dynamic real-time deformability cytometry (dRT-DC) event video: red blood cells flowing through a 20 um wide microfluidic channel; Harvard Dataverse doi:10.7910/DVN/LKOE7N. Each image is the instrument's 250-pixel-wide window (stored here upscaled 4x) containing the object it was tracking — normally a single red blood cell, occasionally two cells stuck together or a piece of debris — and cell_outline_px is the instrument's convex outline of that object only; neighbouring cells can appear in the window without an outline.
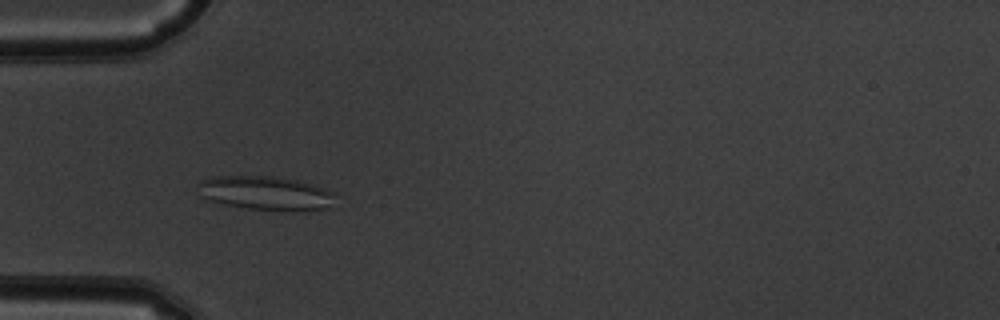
{"species": "common noctule bat (a hibernating species)", "species_latin": "Nyctalus noctula", "temperature_condition": "warm", "stored_images_in_passage": 52, "camera_frame_rate_fps": 3000, "um_per_image_px": 0.085, "animal": {"sex": "male", "body_mass_g": 19.5, "forearm_length_mm": 54.6}, "frame": {"image": 1, "passage_image": 17, "time_ms": 5.333, "image_size_px": [1000, 320], "cell_outline_px": [[336, 192], [328, 208], [308, 212], [248, 208], [224, 204], [208, 200], [200, 196], [196, 184], [200, 180], [212, 176], [272, 176], [300, 180]], "centroid_in_image_um": [22.57, 16.41], "position_along_channel_um": 62.4, "area_um2": 27.57}}
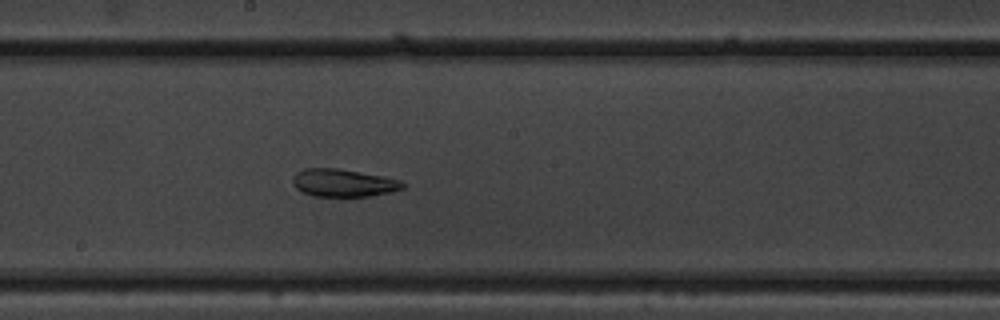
{"frame": {"image": 2, "passage_image": 29, "time_ms": 9.333, "image_size_px": [1000, 320], "cell_outline_px": [[404, 188], [392, 192], [368, 196], [312, 196], [300, 192], [292, 184], [292, 176], [296, 172], [304, 168], [336, 168], [384, 176], [400, 180], [404, 184]], "centroid_in_image_um": [29.14, 15.54], "position_along_channel_um": 219.1, "area_um2": 17.92}}
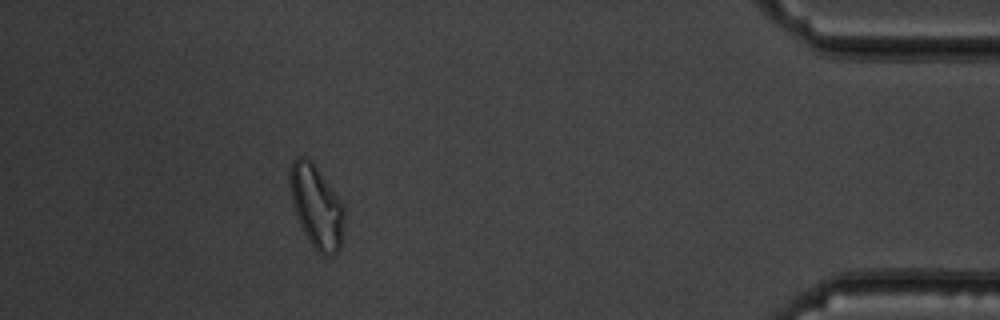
{"frame": {"image": 3, "passage_image": 47, "time_ms": 15.333, "image_size_px": [1000, 320], "cell_outline_px": [[344, 220], [340, 248], [332, 256], [324, 256], [312, 244], [304, 232], [296, 216], [288, 184], [288, 172], [292, 160], [296, 156], [308, 156], [312, 160], [344, 204]], "centroid_in_image_um": [26.88, 17.48], "position_along_channel_um": 408.3, "area_um2": 26.53}, "authors_computed_cell_mechanics": {"area_um2": 25.4031, "velocity_mm_per_s": 3.9838, "shape_relaxation_time_tau1_ms": null, "shape_relaxation_time_tau2_ms": 3.1716, "deformation_change_tau1": null, "deformation_change_tau2": 0.1116}}